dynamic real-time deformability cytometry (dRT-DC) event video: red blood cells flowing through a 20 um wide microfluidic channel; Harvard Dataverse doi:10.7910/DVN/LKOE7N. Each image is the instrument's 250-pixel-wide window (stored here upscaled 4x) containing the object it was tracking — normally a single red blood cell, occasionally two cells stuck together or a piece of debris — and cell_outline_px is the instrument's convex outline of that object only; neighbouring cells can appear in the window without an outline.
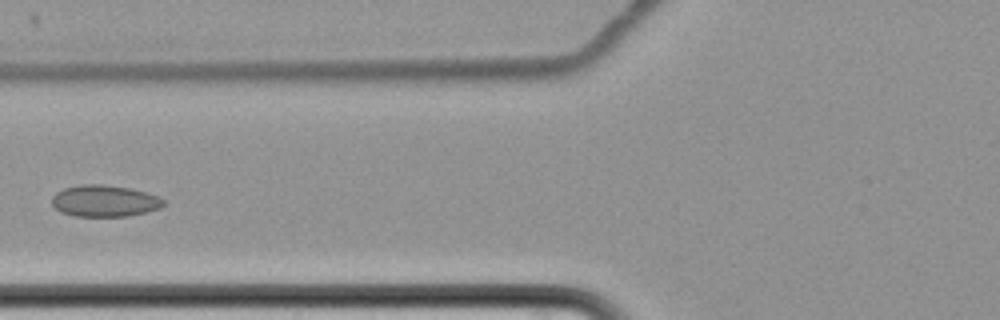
{"species": "common noctule bat (a hibernating species)", "species_latin": "Nyctalus noctula", "temperature_condition": "cold", "stored_images_in_passage": 7, "camera_frame_rate_fps": 3000, "um_per_image_px": 0.085, "animal": {"sex": "female", "body_mass_g": 22.7, "forearm_length_mm": 54.2}, "frame": {"image": 1, "passage_image": 7, "time_ms": 8.333, "image_size_px": [1000, 320], "cell_outline_px": [[164, 204], [160, 208], [128, 216], [76, 216], [60, 212], [52, 204], [52, 196], [56, 192], [64, 188], [84, 184], [100, 184], [128, 188], [148, 192], [164, 200]], "centroid_in_image_um": [8.87, 17.08], "position_along_channel_um": 116.9, "area_um2": 20.4}}